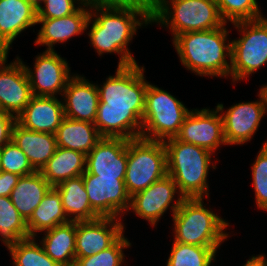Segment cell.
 <instances>
[{"label": "cell", "instance_id": "6da1fadb", "mask_svg": "<svg viewBox=\"0 0 267 266\" xmlns=\"http://www.w3.org/2000/svg\"><path fill=\"white\" fill-rule=\"evenodd\" d=\"M138 64L117 67L115 76L98 86L95 126L102 137L134 139L141 136L148 82Z\"/></svg>", "mask_w": 267, "mask_h": 266}, {"label": "cell", "instance_id": "7a4b0ae2", "mask_svg": "<svg viewBox=\"0 0 267 266\" xmlns=\"http://www.w3.org/2000/svg\"><path fill=\"white\" fill-rule=\"evenodd\" d=\"M90 16L95 19L92 20V27L88 35L91 45L98 54H120L118 67L136 64L137 62L127 46L136 34L137 28L151 23L149 3L94 7L90 9Z\"/></svg>", "mask_w": 267, "mask_h": 266}, {"label": "cell", "instance_id": "3957f363", "mask_svg": "<svg viewBox=\"0 0 267 266\" xmlns=\"http://www.w3.org/2000/svg\"><path fill=\"white\" fill-rule=\"evenodd\" d=\"M221 27L205 31H191L173 39L182 65L200 76H230L232 44L227 41L229 31ZM230 58V62H227Z\"/></svg>", "mask_w": 267, "mask_h": 266}, {"label": "cell", "instance_id": "277c9868", "mask_svg": "<svg viewBox=\"0 0 267 266\" xmlns=\"http://www.w3.org/2000/svg\"><path fill=\"white\" fill-rule=\"evenodd\" d=\"M167 155V172L178 187V197L184 199L209 197L207 175L211 151L181 142L175 137L163 141Z\"/></svg>", "mask_w": 267, "mask_h": 266}, {"label": "cell", "instance_id": "5b68a950", "mask_svg": "<svg viewBox=\"0 0 267 266\" xmlns=\"http://www.w3.org/2000/svg\"><path fill=\"white\" fill-rule=\"evenodd\" d=\"M203 198H177L171 204L174 222V241L204 247H219L226 238L229 223L209 210Z\"/></svg>", "mask_w": 267, "mask_h": 266}, {"label": "cell", "instance_id": "8992f818", "mask_svg": "<svg viewBox=\"0 0 267 266\" xmlns=\"http://www.w3.org/2000/svg\"><path fill=\"white\" fill-rule=\"evenodd\" d=\"M148 3L151 23L170 28L173 39L185 32L216 29L225 23L215 0H148Z\"/></svg>", "mask_w": 267, "mask_h": 266}, {"label": "cell", "instance_id": "52a82bcc", "mask_svg": "<svg viewBox=\"0 0 267 266\" xmlns=\"http://www.w3.org/2000/svg\"><path fill=\"white\" fill-rule=\"evenodd\" d=\"M190 111L173 95L148 82L140 137L156 141L176 137Z\"/></svg>", "mask_w": 267, "mask_h": 266}, {"label": "cell", "instance_id": "ba28073f", "mask_svg": "<svg viewBox=\"0 0 267 266\" xmlns=\"http://www.w3.org/2000/svg\"><path fill=\"white\" fill-rule=\"evenodd\" d=\"M168 174L167 155L163 141L142 137L128 140L125 188L131 197Z\"/></svg>", "mask_w": 267, "mask_h": 266}, {"label": "cell", "instance_id": "9c48e42d", "mask_svg": "<svg viewBox=\"0 0 267 266\" xmlns=\"http://www.w3.org/2000/svg\"><path fill=\"white\" fill-rule=\"evenodd\" d=\"M243 35L231 41L230 76L235 81L247 78L267 64V18L233 23Z\"/></svg>", "mask_w": 267, "mask_h": 266}, {"label": "cell", "instance_id": "30bf717a", "mask_svg": "<svg viewBox=\"0 0 267 266\" xmlns=\"http://www.w3.org/2000/svg\"><path fill=\"white\" fill-rule=\"evenodd\" d=\"M223 109V104L219 103L213 111L208 108L191 109L175 138L214 153L220 145H227L221 115ZM219 112L220 114H218Z\"/></svg>", "mask_w": 267, "mask_h": 266}, {"label": "cell", "instance_id": "8fae6325", "mask_svg": "<svg viewBox=\"0 0 267 266\" xmlns=\"http://www.w3.org/2000/svg\"><path fill=\"white\" fill-rule=\"evenodd\" d=\"M82 178L91 208L99 217L118 218L129 210L130 196L124 179L99 177L90 173H84Z\"/></svg>", "mask_w": 267, "mask_h": 266}, {"label": "cell", "instance_id": "7c38bea8", "mask_svg": "<svg viewBox=\"0 0 267 266\" xmlns=\"http://www.w3.org/2000/svg\"><path fill=\"white\" fill-rule=\"evenodd\" d=\"M56 51L45 50L36 57L34 71L24 64L33 96L55 97L66 88L70 75L67 61Z\"/></svg>", "mask_w": 267, "mask_h": 266}, {"label": "cell", "instance_id": "4fadbf2b", "mask_svg": "<svg viewBox=\"0 0 267 266\" xmlns=\"http://www.w3.org/2000/svg\"><path fill=\"white\" fill-rule=\"evenodd\" d=\"M260 101L241 102L222 113L224 137L228 145L244 144L252 139L259 128L261 118L267 112V96L260 88Z\"/></svg>", "mask_w": 267, "mask_h": 266}, {"label": "cell", "instance_id": "5bb4252c", "mask_svg": "<svg viewBox=\"0 0 267 266\" xmlns=\"http://www.w3.org/2000/svg\"><path fill=\"white\" fill-rule=\"evenodd\" d=\"M7 55L0 54V110L17 118L33 95L23 61L6 64Z\"/></svg>", "mask_w": 267, "mask_h": 266}, {"label": "cell", "instance_id": "9a60e30c", "mask_svg": "<svg viewBox=\"0 0 267 266\" xmlns=\"http://www.w3.org/2000/svg\"><path fill=\"white\" fill-rule=\"evenodd\" d=\"M123 232L124 225L120 218L99 217L76 221V257H90L107 249Z\"/></svg>", "mask_w": 267, "mask_h": 266}, {"label": "cell", "instance_id": "2e32d148", "mask_svg": "<svg viewBox=\"0 0 267 266\" xmlns=\"http://www.w3.org/2000/svg\"><path fill=\"white\" fill-rule=\"evenodd\" d=\"M127 159L128 139L103 137L86 155L84 173L124 179Z\"/></svg>", "mask_w": 267, "mask_h": 266}, {"label": "cell", "instance_id": "e0dca14e", "mask_svg": "<svg viewBox=\"0 0 267 266\" xmlns=\"http://www.w3.org/2000/svg\"><path fill=\"white\" fill-rule=\"evenodd\" d=\"M37 20V0H0V54H8L15 38Z\"/></svg>", "mask_w": 267, "mask_h": 266}, {"label": "cell", "instance_id": "ac0fdd59", "mask_svg": "<svg viewBox=\"0 0 267 266\" xmlns=\"http://www.w3.org/2000/svg\"><path fill=\"white\" fill-rule=\"evenodd\" d=\"M178 187L170 175L155 181L148 188L130 197L129 210L150 222L151 226L159 221L173 202Z\"/></svg>", "mask_w": 267, "mask_h": 266}, {"label": "cell", "instance_id": "d6986e66", "mask_svg": "<svg viewBox=\"0 0 267 266\" xmlns=\"http://www.w3.org/2000/svg\"><path fill=\"white\" fill-rule=\"evenodd\" d=\"M62 96L65 117L95 123L99 103L97 85L74 74L68 80Z\"/></svg>", "mask_w": 267, "mask_h": 266}, {"label": "cell", "instance_id": "ffe728a7", "mask_svg": "<svg viewBox=\"0 0 267 266\" xmlns=\"http://www.w3.org/2000/svg\"><path fill=\"white\" fill-rule=\"evenodd\" d=\"M64 118L63 101L57 97L32 96L16 122L31 131L55 134Z\"/></svg>", "mask_w": 267, "mask_h": 266}, {"label": "cell", "instance_id": "44dd1931", "mask_svg": "<svg viewBox=\"0 0 267 266\" xmlns=\"http://www.w3.org/2000/svg\"><path fill=\"white\" fill-rule=\"evenodd\" d=\"M92 17L90 9L82 7L72 14L62 18L38 19L37 23L42 24L35 40V44L46 45L47 51H54L53 45L66 42L74 35H81L85 31Z\"/></svg>", "mask_w": 267, "mask_h": 266}, {"label": "cell", "instance_id": "7402d4cb", "mask_svg": "<svg viewBox=\"0 0 267 266\" xmlns=\"http://www.w3.org/2000/svg\"><path fill=\"white\" fill-rule=\"evenodd\" d=\"M11 140L25 153L36 171L42 170L57 148L55 134L31 131L17 122L12 129Z\"/></svg>", "mask_w": 267, "mask_h": 266}, {"label": "cell", "instance_id": "603a6c76", "mask_svg": "<svg viewBox=\"0 0 267 266\" xmlns=\"http://www.w3.org/2000/svg\"><path fill=\"white\" fill-rule=\"evenodd\" d=\"M57 147L87 155L103 138L94 123L65 117L55 132Z\"/></svg>", "mask_w": 267, "mask_h": 266}, {"label": "cell", "instance_id": "cb8c5ba5", "mask_svg": "<svg viewBox=\"0 0 267 266\" xmlns=\"http://www.w3.org/2000/svg\"><path fill=\"white\" fill-rule=\"evenodd\" d=\"M86 169V155L82 152L57 147L54 155L40 171L52 187L82 176Z\"/></svg>", "mask_w": 267, "mask_h": 266}, {"label": "cell", "instance_id": "d4e9b609", "mask_svg": "<svg viewBox=\"0 0 267 266\" xmlns=\"http://www.w3.org/2000/svg\"><path fill=\"white\" fill-rule=\"evenodd\" d=\"M52 186L40 171L21 176L10 194V200L22 218L27 221Z\"/></svg>", "mask_w": 267, "mask_h": 266}, {"label": "cell", "instance_id": "484cf974", "mask_svg": "<svg viewBox=\"0 0 267 266\" xmlns=\"http://www.w3.org/2000/svg\"><path fill=\"white\" fill-rule=\"evenodd\" d=\"M41 245L45 253L62 266H74L76 260V221L45 231Z\"/></svg>", "mask_w": 267, "mask_h": 266}, {"label": "cell", "instance_id": "4316f807", "mask_svg": "<svg viewBox=\"0 0 267 266\" xmlns=\"http://www.w3.org/2000/svg\"><path fill=\"white\" fill-rule=\"evenodd\" d=\"M70 222L64 212L60 193L51 187L26 221L29 237H36L37 232H43L56 226Z\"/></svg>", "mask_w": 267, "mask_h": 266}, {"label": "cell", "instance_id": "83f0119b", "mask_svg": "<svg viewBox=\"0 0 267 266\" xmlns=\"http://www.w3.org/2000/svg\"><path fill=\"white\" fill-rule=\"evenodd\" d=\"M55 188L60 193L64 212L70 221L99 218L91 208L82 176L65 180L56 185Z\"/></svg>", "mask_w": 267, "mask_h": 266}, {"label": "cell", "instance_id": "f1b7e54d", "mask_svg": "<svg viewBox=\"0 0 267 266\" xmlns=\"http://www.w3.org/2000/svg\"><path fill=\"white\" fill-rule=\"evenodd\" d=\"M0 236L7 248L30 238L26 221L6 196L0 197Z\"/></svg>", "mask_w": 267, "mask_h": 266}, {"label": "cell", "instance_id": "f546056e", "mask_svg": "<svg viewBox=\"0 0 267 266\" xmlns=\"http://www.w3.org/2000/svg\"><path fill=\"white\" fill-rule=\"evenodd\" d=\"M166 266H210L219 247L173 242Z\"/></svg>", "mask_w": 267, "mask_h": 266}, {"label": "cell", "instance_id": "4dcf8cb0", "mask_svg": "<svg viewBox=\"0 0 267 266\" xmlns=\"http://www.w3.org/2000/svg\"><path fill=\"white\" fill-rule=\"evenodd\" d=\"M15 266H62L53 261L36 243L35 237L20 240L8 248Z\"/></svg>", "mask_w": 267, "mask_h": 266}, {"label": "cell", "instance_id": "1f68e13d", "mask_svg": "<svg viewBox=\"0 0 267 266\" xmlns=\"http://www.w3.org/2000/svg\"><path fill=\"white\" fill-rule=\"evenodd\" d=\"M222 20L227 23L262 18L257 0H215Z\"/></svg>", "mask_w": 267, "mask_h": 266}, {"label": "cell", "instance_id": "d6a6232c", "mask_svg": "<svg viewBox=\"0 0 267 266\" xmlns=\"http://www.w3.org/2000/svg\"><path fill=\"white\" fill-rule=\"evenodd\" d=\"M131 243L122 235L113 245L90 257H76L74 266H121L124 262L123 249Z\"/></svg>", "mask_w": 267, "mask_h": 266}, {"label": "cell", "instance_id": "836d02e7", "mask_svg": "<svg viewBox=\"0 0 267 266\" xmlns=\"http://www.w3.org/2000/svg\"><path fill=\"white\" fill-rule=\"evenodd\" d=\"M0 157L2 171L15 173L19 176L36 172L25 153L12 140L0 148Z\"/></svg>", "mask_w": 267, "mask_h": 266}, {"label": "cell", "instance_id": "e575fe53", "mask_svg": "<svg viewBox=\"0 0 267 266\" xmlns=\"http://www.w3.org/2000/svg\"><path fill=\"white\" fill-rule=\"evenodd\" d=\"M252 178L258 208L267 211V141L252 165Z\"/></svg>", "mask_w": 267, "mask_h": 266}, {"label": "cell", "instance_id": "d590c367", "mask_svg": "<svg viewBox=\"0 0 267 266\" xmlns=\"http://www.w3.org/2000/svg\"><path fill=\"white\" fill-rule=\"evenodd\" d=\"M37 0V19L62 18L74 13L78 8L75 3L79 0ZM42 2L44 6L42 7Z\"/></svg>", "mask_w": 267, "mask_h": 266}, {"label": "cell", "instance_id": "8d00e7d4", "mask_svg": "<svg viewBox=\"0 0 267 266\" xmlns=\"http://www.w3.org/2000/svg\"><path fill=\"white\" fill-rule=\"evenodd\" d=\"M15 123V116L0 110V148L11 141L12 129Z\"/></svg>", "mask_w": 267, "mask_h": 266}, {"label": "cell", "instance_id": "74e56055", "mask_svg": "<svg viewBox=\"0 0 267 266\" xmlns=\"http://www.w3.org/2000/svg\"><path fill=\"white\" fill-rule=\"evenodd\" d=\"M82 6L86 8L94 7H117L134 3H148V0H79Z\"/></svg>", "mask_w": 267, "mask_h": 266}, {"label": "cell", "instance_id": "f35d334b", "mask_svg": "<svg viewBox=\"0 0 267 266\" xmlns=\"http://www.w3.org/2000/svg\"><path fill=\"white\" fill-rule=\"evenodd\" d=\"M20 177L21 176L15 173L2 171L0 173V197H10V194L14 187L17 185Z\"/></svg>", "mask_w": 267, "mask_h": 266}, {"label": "cell", "instance_id": "ab89813d", "mask_svg": "<svg viewBox=\"0 0 267 266\" xmlns=\"http://www.w3.org/2000/svg\"><path fill=\"white\" fill-rule=\"evenodd\" d=\"M243 266H267V260L264 255L252 256Z\"/></svg>", "mask_w": 267, "mask_h": 266}, {"label": "cell", "instance_id": "60d3db41", "mask_svg": "<svg viewBox=\"0 0 267 266\" xmlns=\"http://www.w3.org/2000/svg\"><path fill=\"white\" fill-rule=\"evenodd\" d=\"M263 88H264L266 96H267V85H265V86L263 85Z\"/></svg>", "mask_w": 267, "mask_h": 266}, {"label": "cell", "instance_id": "b9f144b4", "mask_svg": "<svg viewBox=\"0 0 267 266\" xmlns=\"http://www.w3.org/2000/svg\"><path fill=\"white\" fill-rule=\"evenodd\" d=\"M2 172V167H1V157H0V173Z\"/></svg>", "mask_w": 267, "mask_h": 266}]
</instances>
